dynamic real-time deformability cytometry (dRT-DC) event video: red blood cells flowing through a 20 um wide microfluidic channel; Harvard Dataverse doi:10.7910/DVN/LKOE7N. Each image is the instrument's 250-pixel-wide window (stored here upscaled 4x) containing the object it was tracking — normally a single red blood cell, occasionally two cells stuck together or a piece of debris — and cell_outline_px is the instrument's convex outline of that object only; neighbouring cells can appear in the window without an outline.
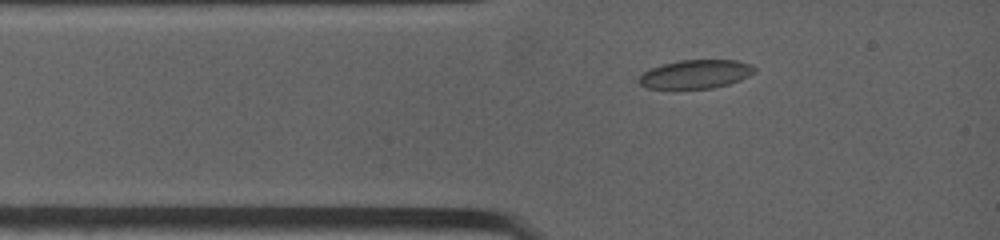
{"species": "common noctule bat (a hibernating species)", "species_latin": "Nyctalus noctula", "temperature_condition": "warm", "stored_images_in_passage": 15, "camera_frame_rate_fps": 4500, "um_per_image_px": 0.085, "animal": {"sex": "female", "body_mass_g": 19.0, "forearm_length_mm": 53.3}, "frame": {"image": 1, "passage_image": 6, "time_ms": 1.333, "image_size_px": [1000, 240], "cell_outline_px": [[756, 72], [740, 80], [728, 84], [712, 88], [648, 88], [640, 84], [636, 80], [644, 72], [652, 68], [664, 64], [680, 60], [736, 60], [752, 64], [756, 68]], "centroid_in_image_um": [59.16, 6.3], "position_along_channel_um": 25.8, "area_um2": 19.19}}
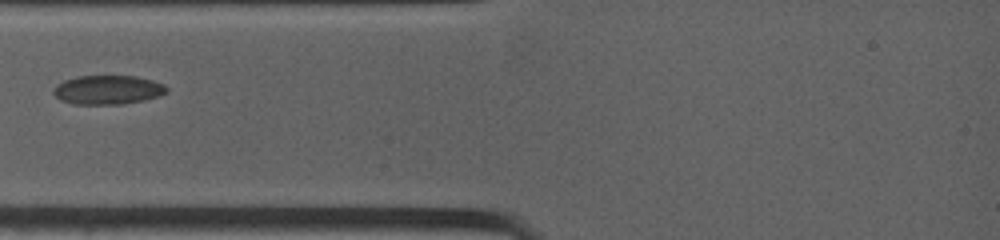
{"frame": {"image": 2, "passage_image": 10, "time_ms": 2.889, "image_size_px": [1000, 240], "cell_outline_px": [[168, 92], [144, 100], [124, 104], [72, 104], [60, 100], [52, 92], [52, 88], [56, 84], [64, 80], [76, 76], [136, 76], [152, 80], [164, 84], [168, 88]], "centroid_in_image_um": [9.13, 7.63], "position_along_channel_um": 75.9, "area_um2": 19.31}}
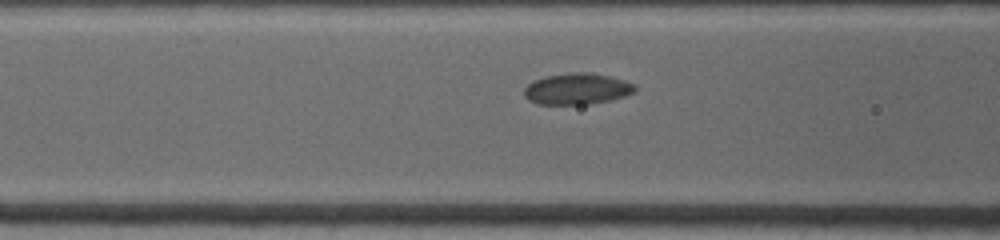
{"frame": {"image": 3, "passage_image": 14, "time_ms": 4.0, "image_size_px": [1000, 240], "cell_outline_px": [[636, 92], [612, 100], [592, 104], [536, 104], [528, 100], [524, 96], [524, 88], [532, 80], [544, 76], [568, 72], [588, 72], [608, 76], [624, 80], [636, 84]], "centroid_in_image_um": [49.04, 7.55], "position_along_channel_um": 117.6, "area_um2": 20.52}}